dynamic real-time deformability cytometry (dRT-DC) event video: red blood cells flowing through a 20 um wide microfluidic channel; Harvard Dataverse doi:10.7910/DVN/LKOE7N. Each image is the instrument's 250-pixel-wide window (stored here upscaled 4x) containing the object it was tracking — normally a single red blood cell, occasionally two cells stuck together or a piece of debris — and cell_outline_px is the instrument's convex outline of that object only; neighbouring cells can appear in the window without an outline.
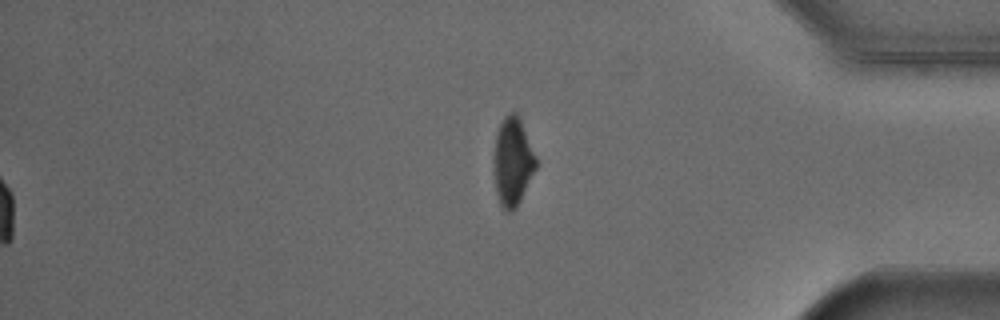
{"species": "Egyptian fruit bat (a non-hibernating species)", "species_latin": "Rousettus aegyptiacus", "temperature_condition": "cold", "stored_images_in_passage": 43, "segment_of_instrument_passage": [2, 2], "camera_frame_rate_fps": 3000, "um_per_image_px": 0.085, "animal": {"sex": "male"}, "frame": {"image": 1, "passage_image": 43, "time_ms": 14.0, "image_size_px": [1000, 320], "cell_outline_px": [[540, 164], [516, 208], [512, 212], [508, 212], [500, 204], [496, 192], [492, 160], [496, 136], [500, 124], [504, 116], [508, 112], [516, 112], [520, 120]], "centroid_in_image_um": [43.59, 13.76], "position_along_channel_um": 391.6, "area_um2": 22.14}}